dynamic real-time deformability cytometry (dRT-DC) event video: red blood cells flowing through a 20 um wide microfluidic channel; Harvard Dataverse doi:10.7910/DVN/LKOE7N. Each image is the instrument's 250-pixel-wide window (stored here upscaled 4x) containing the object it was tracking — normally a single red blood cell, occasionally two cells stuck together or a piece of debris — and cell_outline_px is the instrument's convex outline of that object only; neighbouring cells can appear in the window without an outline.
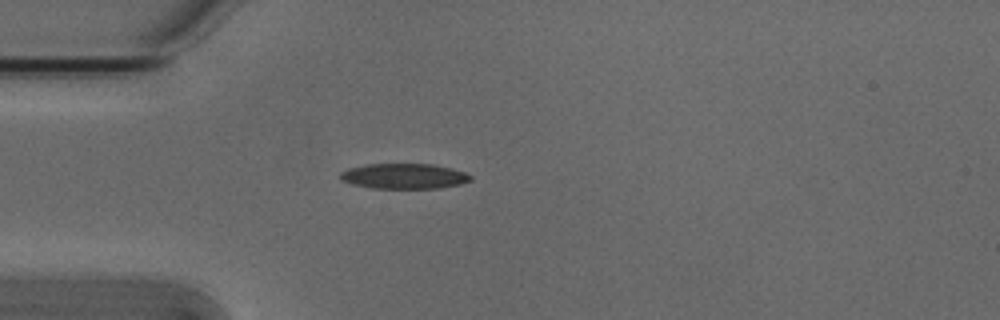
{"species": "Egyptian fruit bat (a non-hibernating species)", "species_latin": "Rousettus aegyptiacus", "temperature_condition": "cold", "stored_images_in_passage": 3, "camera_frame_rate_fps": 3000, "um_per_image_px": 0.085, "animal": {"sex": "male"}, "frame": {"image": 1, "passage_image": 3, "time_ms": 0.667, "image_size_px": [1000, 320], "cell_outline_px": [[472, 180], [460, 184], [440, 188], [372, 188], [352, 184], [340, 180], [340, 172], [348, 168], [368, 164], [432, 164], [452, 168], [464, 172], [472, 176]], "centroid_in_image_um": [34.34, 14.97], "position_along_channel_um": 50.7, "area_um2": 19.25}}